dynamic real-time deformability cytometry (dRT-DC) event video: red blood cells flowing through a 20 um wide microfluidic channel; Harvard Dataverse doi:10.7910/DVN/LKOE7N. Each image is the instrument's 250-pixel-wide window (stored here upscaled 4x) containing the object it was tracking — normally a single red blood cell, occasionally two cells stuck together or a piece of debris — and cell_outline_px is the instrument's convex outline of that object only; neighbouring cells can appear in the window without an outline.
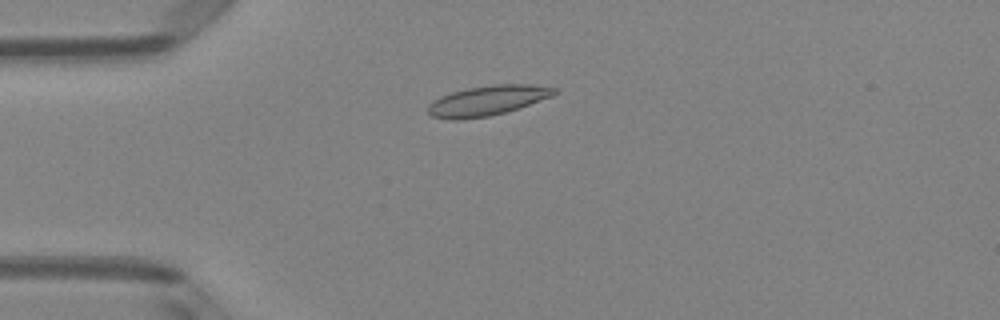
{"species": "Egyptian fruit bat (a non-hibernating species)", "species_latin": "Rousettus aegyptiacus", "temperature_condition": "room temperature", "stored_images_in_passage": 50, "camera_frame_rate_fps": 3000, "um_per_image_px": 0.085, "animal": {"sex": "female"}, "frame": {"image": 1, "passage_image": 12, "time_ms": 3.667, "image_size_px": [1000, 320], "cell_outline_px": [[556, 92], [552, 96], [504, 112], [488, 116], [456, 120], [452, 120], [432, 116], [428, 112], [428, 104], [432, 100], [440, 96], [452, 92], [468, 88], [492, 84], [528, 84], [556, 88]], "centroid_in_image_um": [41.37, 8.54], "position_along_channel_um": 43.6, "area_um2": 21.73}}
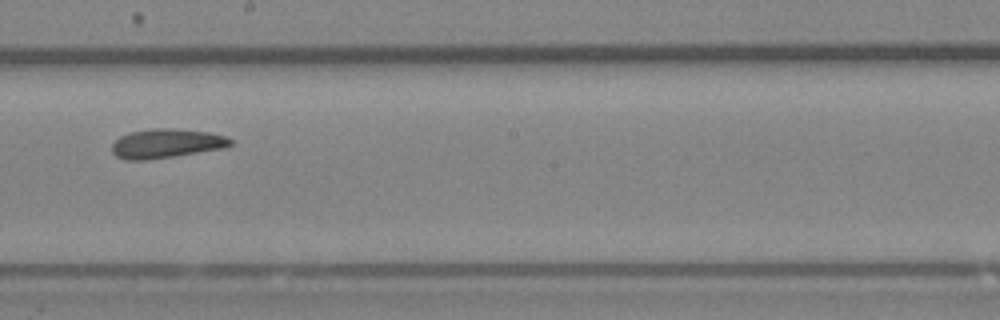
{"frame": {"image": 2, "passage_image": 28, "time_ms": 9.0, "image_size_px": [1000, 320], "cell_outline_px": [[232, 144], [224, 148], [172, 156], [144, 160], [128, 160], [116, 156], [112, 152], [112, 144], [120, 136], [132, 132], [152, 128], [172, 128], [208, 132], [224, 136], [232, 140]], "centroid_in_image_um": [14.12, 12.19], "position_along_channel_um": 234.1, "area_um2": 19.88}}
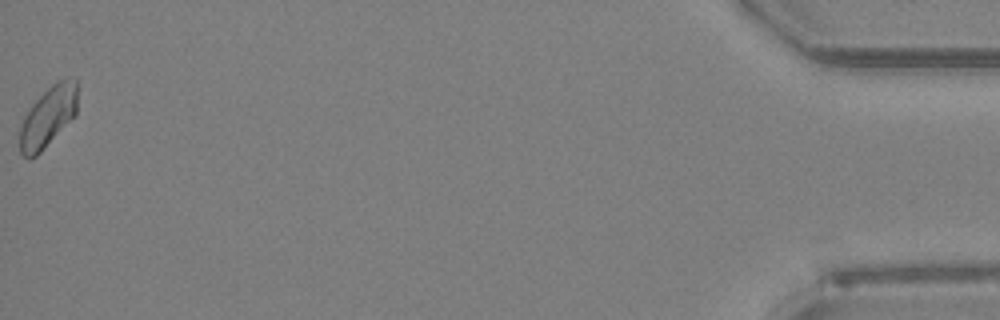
{"frame": {"image": 3, "passage_image": 50, "time_ms": 16.333, "image_size_px": [1000, 320], "cell_outline_px": [[76, 116], [36, 156], [28, 160], [20, 152], [20, 128], [24, 116], [32, 104], [52, 84], [68, 76], [72, 76], [76, 80]], "centroid_in_image_um": [4.09, 9.93], "position_along_channel_um": 431.1, "area_um2": 20.29}, "authors_computed_cell_mechanics": {"area_um2": 20.23, "velocity_mm_per_s": 3.9982, "shape_relaxation_time_tau1_ms": 10.1157, "shape_relaxation_time_tau2_ms": 4.9514, "deformation_change_tau1": 0.1298, "deformation_change_tau2": 0.0909}}